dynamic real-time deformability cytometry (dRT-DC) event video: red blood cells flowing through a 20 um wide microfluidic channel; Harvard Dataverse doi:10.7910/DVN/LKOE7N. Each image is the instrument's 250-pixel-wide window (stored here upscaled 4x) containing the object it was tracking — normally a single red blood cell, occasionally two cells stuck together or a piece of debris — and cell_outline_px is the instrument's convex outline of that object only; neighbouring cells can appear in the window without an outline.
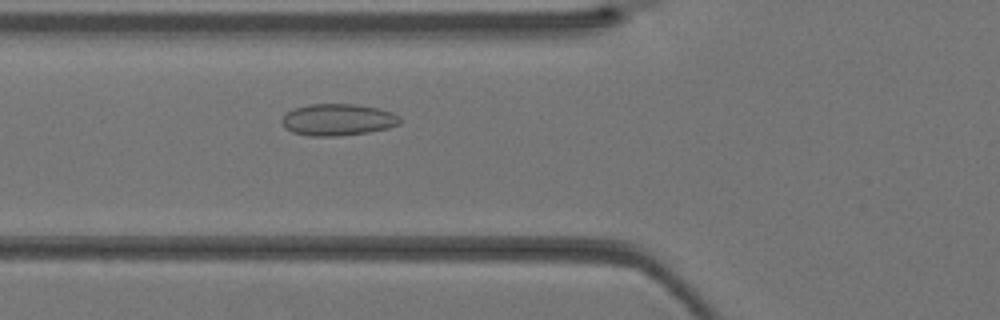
{"species": "Egyptian fruit bat (a non-hibernating species)", "species_latin": "Rousettus aegyptiacus", "temperature_condition": "warm", "stored_images_in_passage": 5, "camera_frame_rate_fps": 3000, "um_per_image_px": 0.085, "animal": {"sex": "female"}, "frame": {"image": 1, "passage_image": 3, "time_ms": 0.667, "image_size_px": [1000, 320], "cell_outline_px": [[400, 124], [388, 128], [368, 132], [336, 136], [308, 136], [292, 132], [284, 128], [280, 120], [288, 112], [296, 108], [308, 104], [352, 104], [376, 108], [392, 112], [400, 116]], "centroid_in_image_um": [28.7, 10.18], "position_along_channel_um": 97.1, "area_um2": 21.79}}
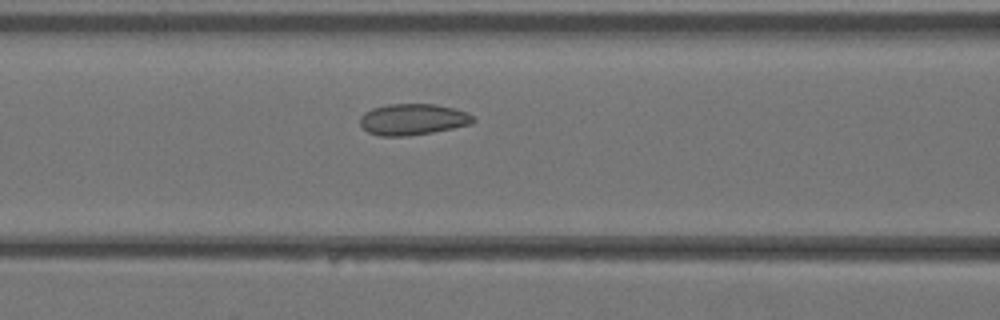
{"frame": {"image": 2, "passage_image": 5, "time_ms": 1.333, "image_size_px": [1000, 320], "cell_outline_px": [[476, 120], [468, 124], [452, 128], [432, 132], [408, 136], [380, 136], [368, 132], [360, 124], [360, 116], [364, 112], [372, 108], [388, 104], [436, 104], [468, 112], [476, 116]], "centroid_in_image_um": [35.08, 10.14], "position_along_channel_um": 131.5, "area_um2": 20.63}}